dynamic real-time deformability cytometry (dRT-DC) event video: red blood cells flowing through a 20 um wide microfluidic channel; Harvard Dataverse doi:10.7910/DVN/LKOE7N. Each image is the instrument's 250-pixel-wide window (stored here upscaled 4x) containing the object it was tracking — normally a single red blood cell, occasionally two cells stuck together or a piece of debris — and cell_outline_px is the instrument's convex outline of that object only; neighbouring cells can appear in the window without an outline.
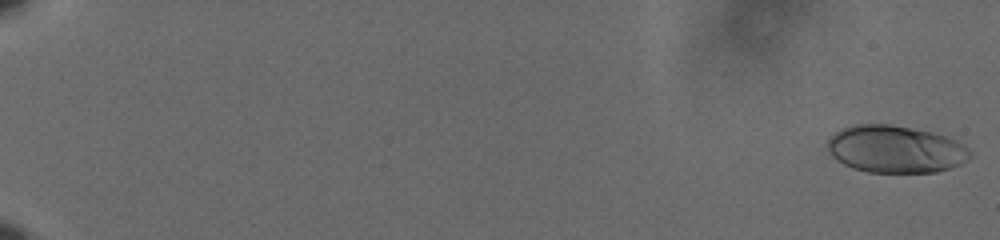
{"species": "human", "species_latin": "Homo sapiens", "temperature_condition": "cold", "stored_images_in_passage": 60, "camera_frame_rate_fps": 3000, "um_per_image_px": 0.085, "donor": {"sex": "male"}, "frame": {"image": 1, "passage_image": 1, "time_ms": 0.0, "image_size_px": [1000, 240], "cell_outline_px": [[972, 156], [960, 164], [936, 172], [868, 172], [852, 168], [836, 160], [828, 152], [828, 140], [836, 132], [844, 128], [856, 124], [888, 124], [932, 132], [948, 136], [964, 144], [972, 152]], "centroid_in_image_um": [76.13, 12.68], "position_along_channel_um": 8.9, "area_um2": 39.25}}
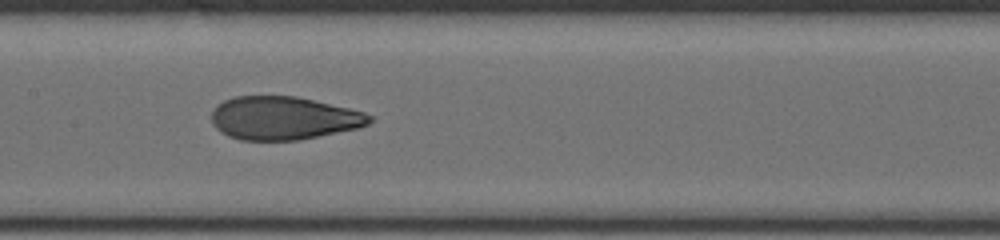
{"frame": {"image": 2, "passage_image": 34, "time_ms": 11.0, "image_size_px": [1000, 240], "cell_outline_px": [[372, 120], [368, 124], [360, 128], [300, 140], [240, 140], [228, 136], [220, 132], [212, 124], [212, 112], [224, 100], [232, 96], [296, 96], [348, 108], [364, 112], [372, 116]], "centroid_in_image_um": [24.11, 10.05], "position_along_channel_um": 183.3, "area_um2": 39.82}}
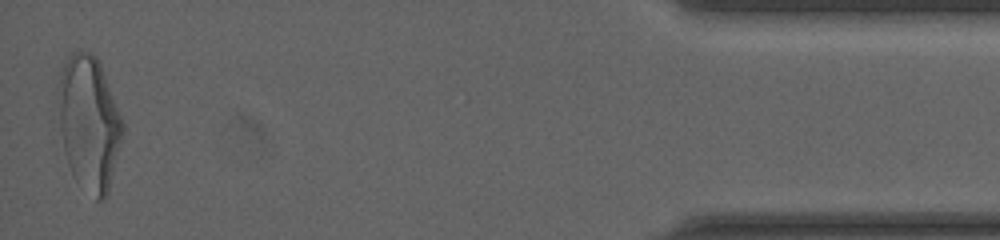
{"frame": {"image": 3, "passage_image": 60, "time_ms": 19.667, "image_size_px": [1000, 240], "cell_outline_px": [[124, 128], [108, 192], [100, 200], [96, 200], [72, 176], [64, 152], [60, 128], [56, 92], [56, 88], [60, 72], [68, 52], [88, 52], [96, 56], [100, 64], [124, 124]], "centroid_in_image_um": [7.52, 10.41], "position_along_channel_um": 427.7, "area_um2": 50.34}, "authors_computed_cell_mechanics": {"area_um2": 40.1421, "velocity_mm_per_s": 3.6122, "shape_relaxation_time_tau1_ms": 6.2053, "shape_relaxation_time_tau2_ms": 1.1562, "deformation_change_tau1": 0.2122, "deformation_change_tau2": 0.0796}}